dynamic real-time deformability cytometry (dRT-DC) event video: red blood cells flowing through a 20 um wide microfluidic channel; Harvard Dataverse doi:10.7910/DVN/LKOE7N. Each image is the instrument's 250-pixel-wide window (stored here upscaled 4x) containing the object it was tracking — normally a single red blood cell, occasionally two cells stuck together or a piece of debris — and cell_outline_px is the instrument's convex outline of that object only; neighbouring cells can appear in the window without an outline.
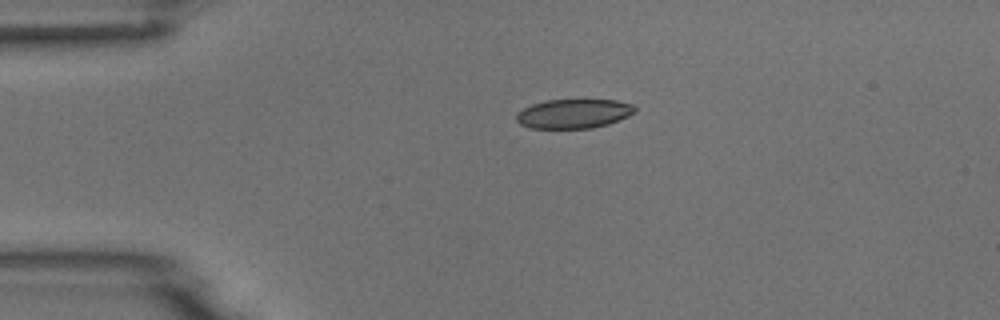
{"species": "common noctule bat (a hibernating species)", "species_latin": "Nyctalus noctula", "temperature_condition": "room temperature", "stored_images_in_passage": 3, "camera_frame_rate_fps": 3000, "um_per_image_px": 0.085, "animal": {"sex": "male", "body_mass_g": 18.8}, "frame": {"image": 1, "passage_image": 3, "time_ms": 3.333, "image_size_px": [1000, 320], "cell_outline_px": [[636, 112], [628, 116], [608, 124], [592, 128], [532, 128], [520, 124], [516, 120], [516, 112], [532, 104], [544, 100], [616, 100], [632, 104], [636, 108]], "centroid_in_image_um": [48.76, 9.66], "position_along_channel_um": 36.2, "area_um2": 20.23}}